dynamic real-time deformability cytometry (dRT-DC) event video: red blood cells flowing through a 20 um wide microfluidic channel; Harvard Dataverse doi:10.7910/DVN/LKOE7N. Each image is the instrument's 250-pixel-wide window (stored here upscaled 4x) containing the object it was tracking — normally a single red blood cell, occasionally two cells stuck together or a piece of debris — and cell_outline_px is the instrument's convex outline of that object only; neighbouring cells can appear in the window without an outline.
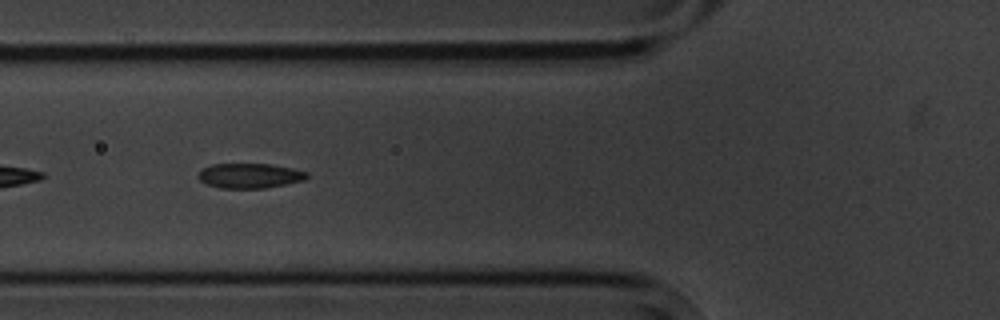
{"species": "common noctule bat (a hibernating species)", "species_latin": "Nyctalus noctula", "temperature_condition": "cold", "stored_images_in_passage": 8, "camera_frame_rate_fps": 3000, "um_per_image_px": 0.085, "animal": {"sex": "male", "body_mass_g": 20.1, "forearm_length_mm": 53.5}, "frame": {"image": 1, "passage_image": 5, "time_ms": 5.667, "image_size_px": [1000, 320], "cell_outline_px": [[308, 176], [304, 180], [264, 188], [220, 188], [208, 184], [200, 180], [196, 176], [200, 168], [212, 164], [272, 164], [292, 168], [308, 172]], "centroid_in_image_um": [21.19, 14.92], "position_along_channel_um": 104.6, "area_um2": 15.78}}
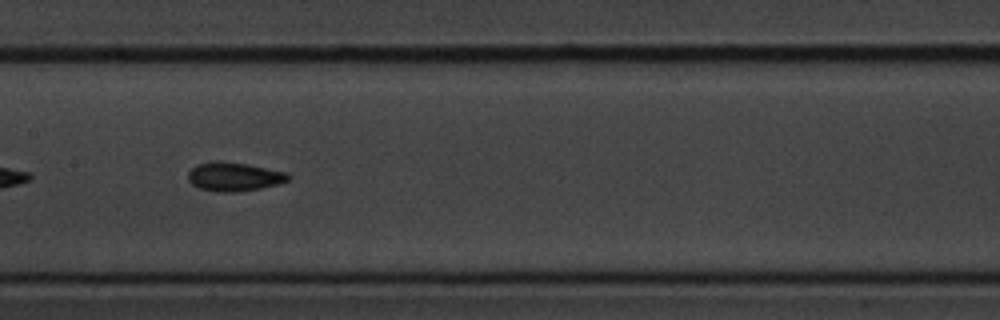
{"frame": {"image": 2, "passage_image": 7, "time_ms": 8.0, "image_size_px": [1000, 320], "cell_outline_px": [[292, 176], [288, 180], [276, 184], [260, 188], [236, 192], [216, 192], [200, 188], [192, 184], [188, 180], [188, 172], [196, 164], [212, 160], [220, 160], [248, 164], [288, 172]], "centroid_in_image_um": [19.88, 15.0], "position_along_channel_um": 187.5, "area_um2": 17.05}}
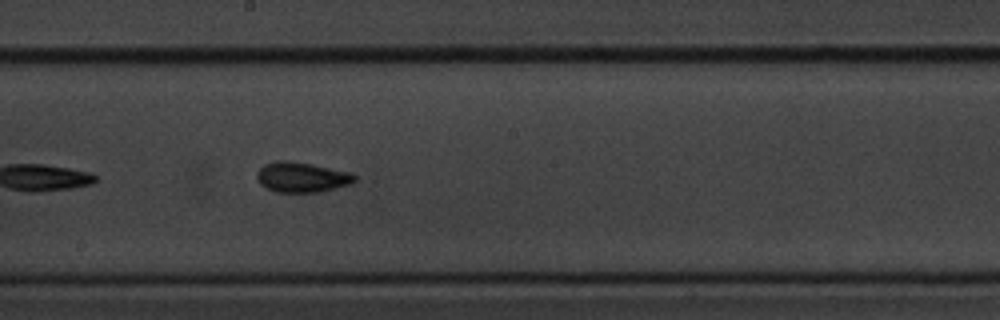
{"frame": {"image": 3, "passage_image": 8, "time_ms": 9.0, "image_size_px": [1000, 320], "cell_outline_px": [[356, 180], [348, 184], [320, 192], [276, 192], [260, 184], [256, 180], [256, 172], [264, 164], [276, 160], [288, 160], [312, 164], [352, 172], [356, 176]], "centroid_in_image_um": [25.62, 15.04], "position_along_channel_um": 222.6, "area_um2": 17.28}}